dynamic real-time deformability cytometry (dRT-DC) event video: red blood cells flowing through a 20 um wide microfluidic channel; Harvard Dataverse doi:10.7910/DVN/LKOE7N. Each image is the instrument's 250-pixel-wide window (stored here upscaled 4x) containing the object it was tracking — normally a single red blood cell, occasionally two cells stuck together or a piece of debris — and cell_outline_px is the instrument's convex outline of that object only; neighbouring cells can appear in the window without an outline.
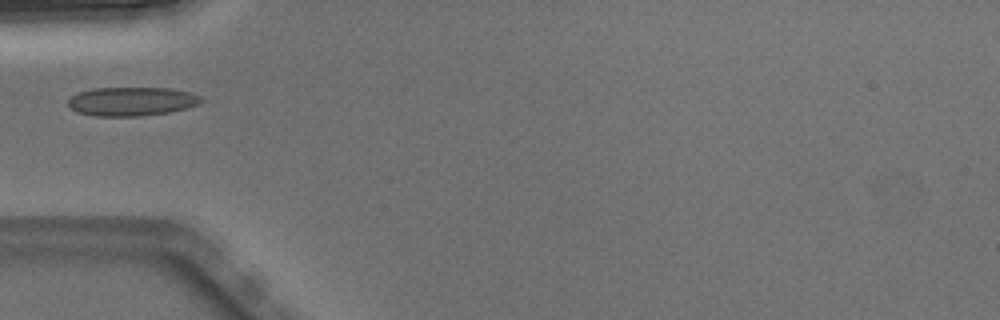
{"species": "Egyptian fruit bat (a non-hibernating species)", "species_latin": "Rousettus aegyptiacus", "temperature_condition": "warm", "stored_images_in_passage": 1, "camera_frame_rate_fps": 3000, "um_per_image_px": 0.085, "animal": {"sex": "male"}, "frame": {"image": 1, "passage_image": 1, "time_ms": 0.0, "image_size_px": [1000, 320], "cell_outline_px": [[204, 100], [196, 104], [184, 108], [168, 112], [140, 116], [92, 116], [76, 112], [68, 104], [68, 100], [72, 96], [80, 92], [92, 88], [168, 88], [188, 92], [200, 96]], "centroid_in_image_um": [11.15, 8.62], "position_along_channel_um": 73.9, "area_um2": 22.14}}